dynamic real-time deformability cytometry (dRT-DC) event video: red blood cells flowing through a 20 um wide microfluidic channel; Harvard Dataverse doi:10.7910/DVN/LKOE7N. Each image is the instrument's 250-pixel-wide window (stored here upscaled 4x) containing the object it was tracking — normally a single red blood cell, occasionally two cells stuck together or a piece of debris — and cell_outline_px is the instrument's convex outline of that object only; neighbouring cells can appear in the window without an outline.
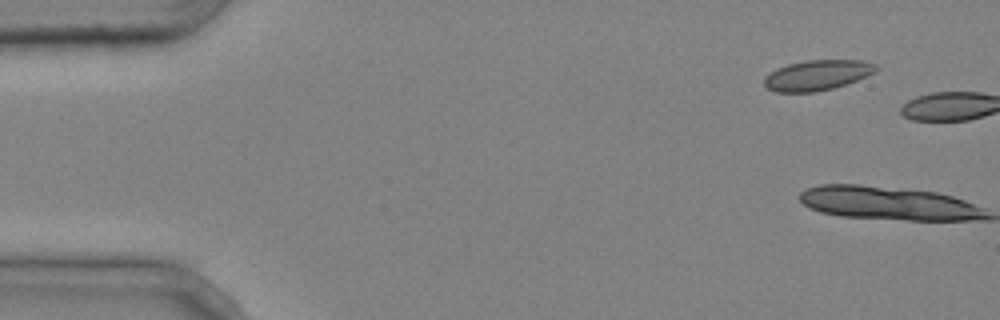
{"species": "common noctule bat (a hibernating species)", "species_latin": "Nyctalus noctula", "temperature_condition": "cold", "stored_images_in_passage": 6, "camera_frame_rate_fps": 3000, "um_per_image_px": 0.085, "animal": {"sex": "male", "body_mass_g": 20.4}, "frame": {"image": 1, "passage_image": 1, "time_ms": 0.0, "image_size_px": [1000, 320], "cell_outline_px": [[880, 68], [876, 72], [856, 80], [832, 88], [812, 92], [776, 92], [768, 88], [764, 84], [764, 76], [776, 68], [788, 64], [808, 60], [860, 60], [876, 64]], "centroid_in_image_um": [69.46, 6.38], "position_along_channel_um": 15.5, "area_um2": 19.65}}